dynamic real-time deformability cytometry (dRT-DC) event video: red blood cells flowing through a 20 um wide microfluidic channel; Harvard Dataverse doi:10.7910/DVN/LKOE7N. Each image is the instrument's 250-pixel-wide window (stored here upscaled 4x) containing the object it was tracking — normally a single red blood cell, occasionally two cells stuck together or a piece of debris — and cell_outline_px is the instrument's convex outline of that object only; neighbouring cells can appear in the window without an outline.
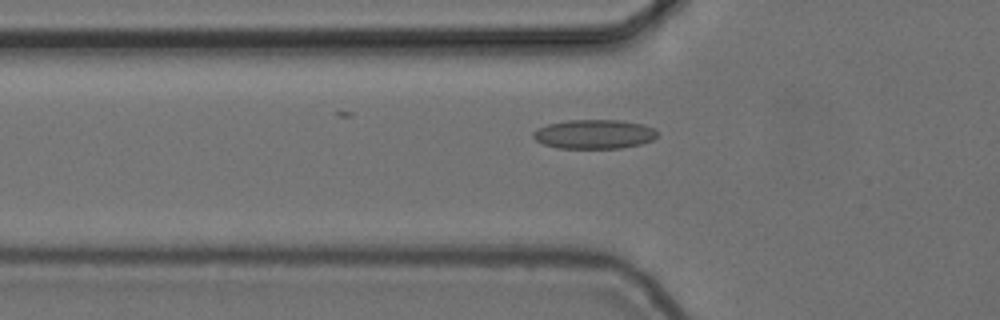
{"species": "common noctule bat (a hibernating species)", "species_latin": "Nyctalus noctula", "temperature_condition": "cold", "stored_images_in_passage": 38, "camera_frame_rate_fps": 3000, "um_per_image_px": 0.085, "animal": {"sex": "female", "body_mass_g": 24.6, "forearm_length_mm": 56.2}, "frame": {"image": 1, "passage_image": 8, "time_ms": 2.333, "image_size_px": [1000, 320], "cell_outline_px": [[656, 136], [652, 140], [640, 144], [620, 148], [560, 148], [544, 144], [536, 140], [532, 136], [532, 132], [536, 128], [548, 124], [568, 120], [620, 120], [644, 124], [656, 128]], "centroid_in_image_um": [50.5, 11.39], "position_along_channel_um": 75.3, "area_um2": 21.15}}
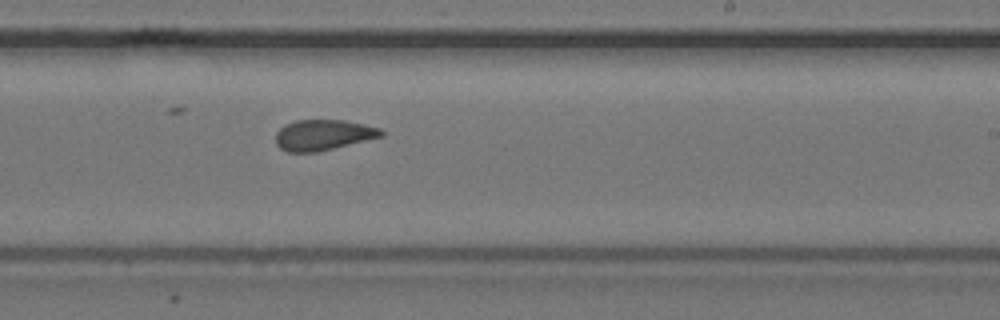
{"frame": {"image": 2, "passage_image": 23, "time_ms": 7.333, "image_size_px": [1000, 320], "cell_outline_px": [[384, 136], [316, 152], [288, 152], [280, 148], [276, 144], [276, 132], [284, 124], [296, 120], [344, 120], [364, 124], [380, 128], [384, 132]], "centroid_in_image_um": [27.46, 11.46], "position_along_channel_um": 261.5, "area_um2": 18.84}}
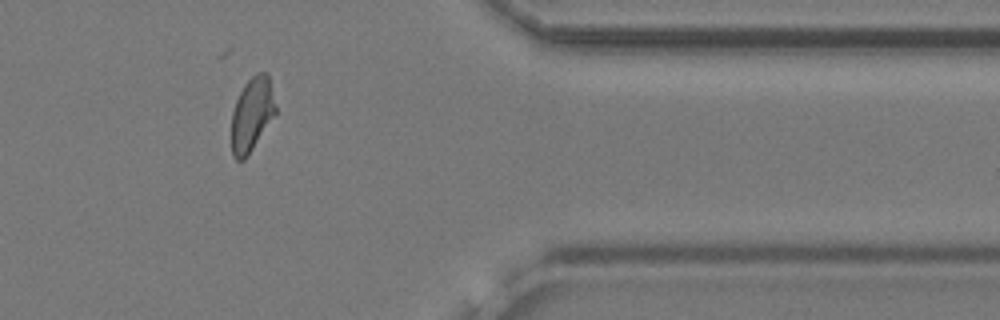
{"frame": {"image": 3, "passage_image": 35, "time_ms": 11.333, "image_size_px": [1000, 320], "cell_outline_px": [[276, 112], [244, 160], [236, 160], [232, 156], [232, 112], [236, 100], [244, 84], [256, 72], [264, 72], [268, 76], [276, 108]], "centroid_in_image_um": [21.38, 9.71], "position_along_channel_um": 390.0, "area_um2": 18.5}, "authors_computed_cell_mechanics": {"area_um2": 19.6809, "velocity_mm_per_s": 3.7124, "shape_relaxation_time_tau1_ms": 10.2929, "shape_relaxation_time_tau2_ms": 1.4742, "deformation_change_tau1": 0.1696, "deformation_change_tau2": 0.0934}}